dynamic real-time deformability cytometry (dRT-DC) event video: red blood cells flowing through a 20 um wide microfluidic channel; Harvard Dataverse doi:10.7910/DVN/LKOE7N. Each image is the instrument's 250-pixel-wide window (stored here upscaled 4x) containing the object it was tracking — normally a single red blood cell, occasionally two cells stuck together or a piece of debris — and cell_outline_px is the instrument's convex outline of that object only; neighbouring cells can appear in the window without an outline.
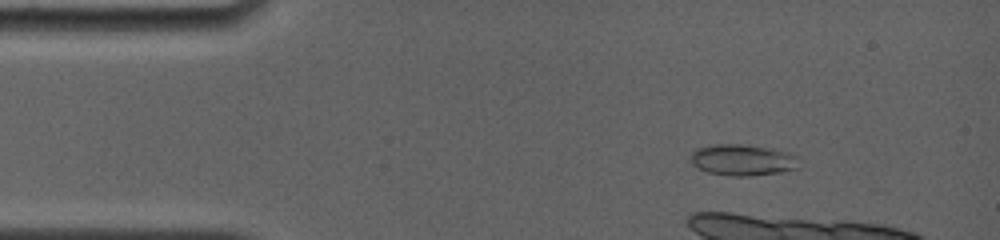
{"species": "common noctule bat (a hibernating species)", "species_latin": "Nyctalus noctula", "temperature_condition": "room temperature", "stored_images_in_passage": 8, "camera_frame_rate_fps": 4000, "um_per_image_px": 0.085, "animal": {"sex": "female", "body_mass_g": 19.0, "forearm_length_mm": 56.7}, "frame": {"image": 1, "passage_image": 5, "time_ms": 1.75, "image_size_px": [1000, 240], "cell_outline_px": [[800, 156], [796, 168], [780, 172], [752, 176], [728, 176], [708, 172], [696, 168], [692, 164], [692, 152], [696, 148], [708, 144], [740, 144], [768, 148], [788, 152]], "centroid_in_image_um": [63.1, 13.6], "position_along_channel_um": 21.9, "area_um2": 19.88}}